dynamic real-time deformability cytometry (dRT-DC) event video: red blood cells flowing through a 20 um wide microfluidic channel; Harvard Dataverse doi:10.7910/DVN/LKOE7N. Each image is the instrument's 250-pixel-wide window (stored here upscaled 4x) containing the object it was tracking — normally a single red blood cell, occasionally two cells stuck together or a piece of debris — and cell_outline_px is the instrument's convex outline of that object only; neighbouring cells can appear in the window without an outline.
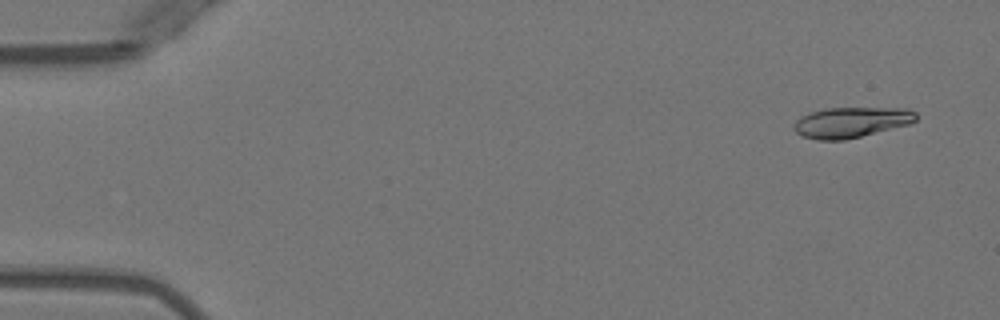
{"species": "Egyptian fruit bat (a non-hibernating species)", "species_latin": "Rousettus aegyptiacus", "temperature_condition": "warm", "stored_images_in_passage": 5, "camera_frame_rate_fps": 3000, "um_per_image_px": 0.085, "animal": {"sex": "female"}, "frame": {"image": 1, "passage_image": 1, "time_ms": 0.0, "image_size_px": [1000, 320], "cell_outline_px": [[916, 120], [908, 124], [844, 140], [820, 140], [804, 136], [796, 132], [792, 128], [796, 120], [800, 116], [824, 108], [908, 108], [916, 112]], "centroid_in_image_um": [72.33, 10.38], "position_along_channel_um": 12.7, "area_um2": 21.5}}